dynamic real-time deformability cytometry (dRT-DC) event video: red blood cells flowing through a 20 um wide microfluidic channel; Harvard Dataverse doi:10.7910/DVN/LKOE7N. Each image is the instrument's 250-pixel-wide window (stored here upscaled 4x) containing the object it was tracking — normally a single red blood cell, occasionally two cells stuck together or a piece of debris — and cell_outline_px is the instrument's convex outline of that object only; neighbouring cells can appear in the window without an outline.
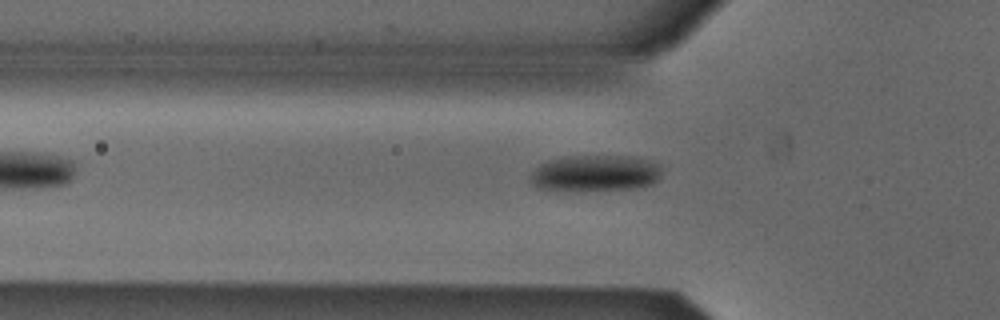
{"species": "Egyptian fruit bat (a non-hibernating species)", "species_latin": "Rousettus aegyptiacus", "temperature_condition": "cold", "stored_images_in_passage": 37, "camera_frame_rate_fps": 3000, "um_per_image_px": 0.085, "animal": {"sex": "male"}, "frame": {"image": 1, "passage_image": 2, "time_ms": 0.333, "image_size_px": [1000, 320], "cell_outline_px": [[660, 176], [652, 184], [636, 188], [584, 192], [556, 192], [536, 188], [528, 180], [528, 176], [540, 164], [548, 160], [560, 156], [628, 156], [652, 160], [660, 164]], "centroid_in_image_um": [50.51, 14.76], "position_along_channel_um": 75.3, "area_um2": 29.02}}
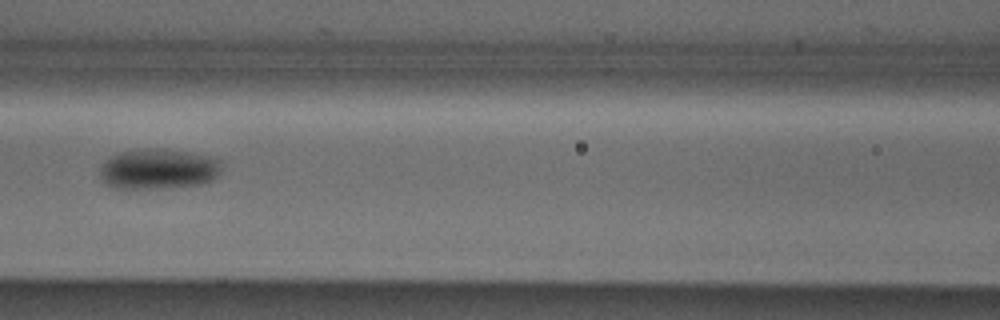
{"frame": {"image": 2, "passage_image": 8, "time_ms": 2.333, "image_size_px": [1000, 320], "cell_outline_px": [[220, 172], [208, 184], [168, 188], [116, 188], [104, 184], [100, 180], [100, 168], [104, 160], [120, 152], [144, 148], [160, 148], [192, 152], [208, 156], [220, 160]], "centroid_in_image_um": [13.45, 14.37], "position_along_channel_um": 153.1, "area_um2": 29.13}}
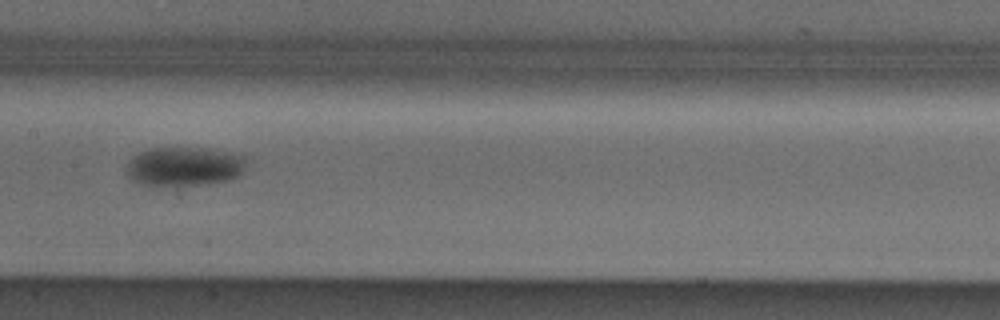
{"frame": {"image": 3, "passage_image": 11, "time_ms": 3.333, "image_size_px": [1000, 320], "cell_outline_px": [[244, 168], [240, 176], [228, 180], [212, 184], [180, 188], [172, 188], [144, 184], [132, 180], [128, 176], [128, 164], [132, 156], [148, 148], [208, 148], [244, 156]], "centroid_in_image_um": [15.66, 14.19], "position_along_channel_um": 191.7, "area_um2": 27.98}}